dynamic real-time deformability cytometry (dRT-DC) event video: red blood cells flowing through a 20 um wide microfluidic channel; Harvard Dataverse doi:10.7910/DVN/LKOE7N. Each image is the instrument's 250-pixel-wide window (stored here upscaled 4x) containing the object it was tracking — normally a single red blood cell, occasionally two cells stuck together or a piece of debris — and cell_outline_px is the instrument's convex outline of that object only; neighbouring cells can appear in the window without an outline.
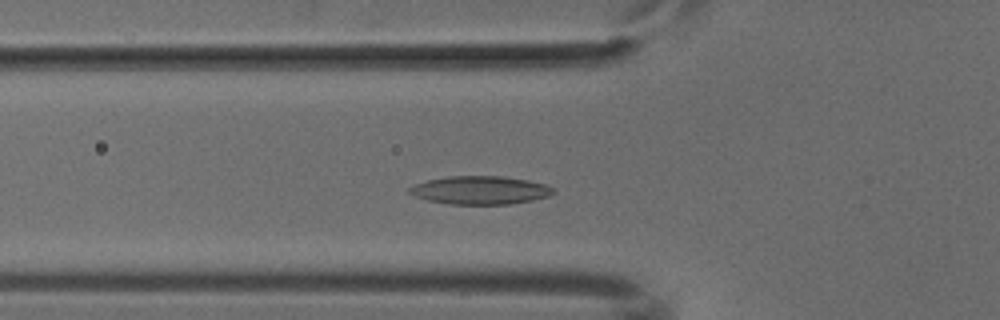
{"species": "common noctule bat (a hibernating species)", "species_latin": "Nyctalus noctula", "temperature_condition": "cold", "stored_images_in_passage": 40, "camera_frame_rate_fps": 3000, "um_per_image_px": 0.085, "animal": {"sex": "male", "body_mass_g": 18.8}, "frame": {"image": 1, "passage_image": 5, "time_ms": 1.333, "image_size_px": [1000, 320], "cell_outline_px": [[556, 192], [548, 196], [532, 200], [508, 204], [448, 204], [428, 200], [416, 196], [408, 192], [408, 188], [416, 184], [428, 180], [448, 176], [500, 176], [528, 180], [548, 184], [556, 188]], "centroid_in_image_um": [40.86, 16.16], "position_along_channel_um": 84.9, "area_um2": 23.7}}
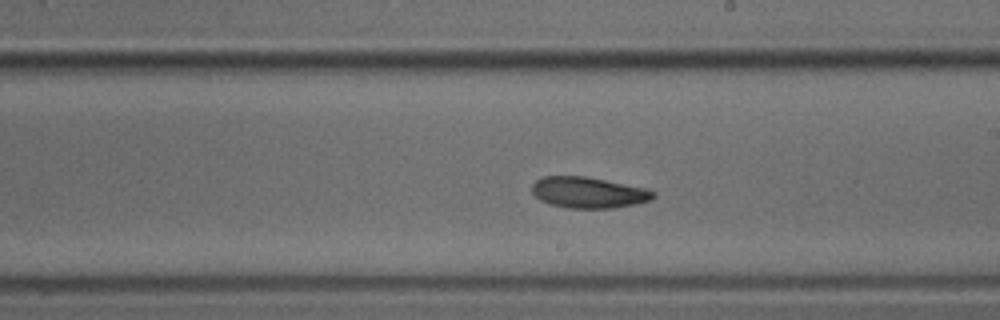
{"frame": {"image": 2, "passage_image": 17, "time_ms": 5.333, "image_size_px": [1000, 320], "cell_outline_px": [[656, 196], [652, 200], [636, 204], [612, 208], [568, 208], [548, 204], [540, 200], [532, 192], [532, 184], [536, 180], [544, 176], [584, 176], [644, 188], [656, 192]], "centroid_in_image_um": [50.01, 16.37], "position_along_channel_um": 239.0, "area_um2": 21.91}}
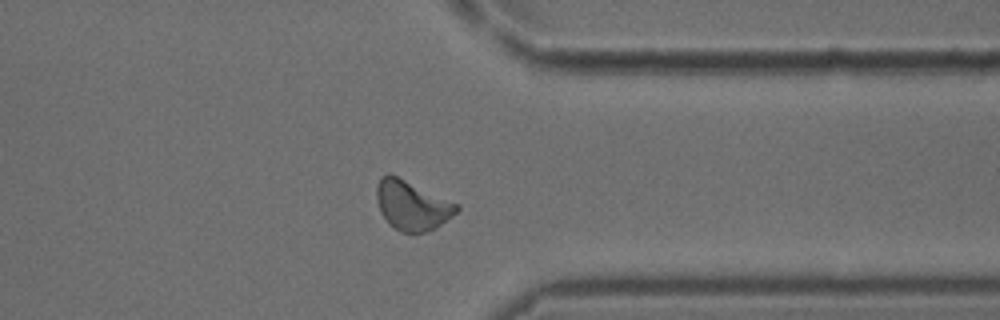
{"frame": {"image": 3, "passage_image": 28, "time_ms": 9.0, "image_size_px": [1000, 320], "cell_outline_px": [[460, 208], [456, 212], [436, 228], [424, 232], [400, 232], [388, 224], [380, 212], [376, 196], [376, 188], [380, 176], [388, 172], [460, 204]], "centroid_in_image_um": [35.0, 17.44], "position_along_channel_um": 376.4, "area_um2": 23.18}}